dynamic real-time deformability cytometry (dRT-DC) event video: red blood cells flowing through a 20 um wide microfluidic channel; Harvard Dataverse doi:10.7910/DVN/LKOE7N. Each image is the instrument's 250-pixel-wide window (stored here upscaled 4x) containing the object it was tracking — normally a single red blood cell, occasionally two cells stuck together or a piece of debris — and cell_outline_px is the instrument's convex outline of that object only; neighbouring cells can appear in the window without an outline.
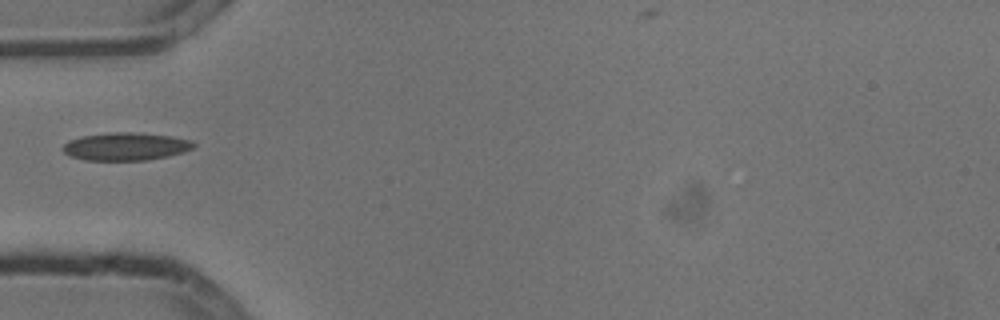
{"species": "common noctule bat (a hibernating species)", "species_latin": "Nyctalus noctula", "temperature_condition": "cold", "stored_images_in_passage": 6, "camera_frame_rate_fps": 3000, "um_per_image_px": 0.085, "animal": {"sex": "male", "body_mass_g": 13.3}, "frame": {"image": 1, "passage_image": 4, "time_ms": 1.0, "image_size_px": [1000, 320], "cell_outline_px": [[196, 144], [192, 148], [184, 152], [168, 156], [148, 160], [84, 160], [72, 156], [64, 152], [60, 148], [68, 140], [80, 136], [112, 132], [140, 132], [172, 136], [192, 140]], "centroid_in_image_um": [10.69, 12.44], "position_along_channel_um": 74.3, "area_um2": 21.44}}
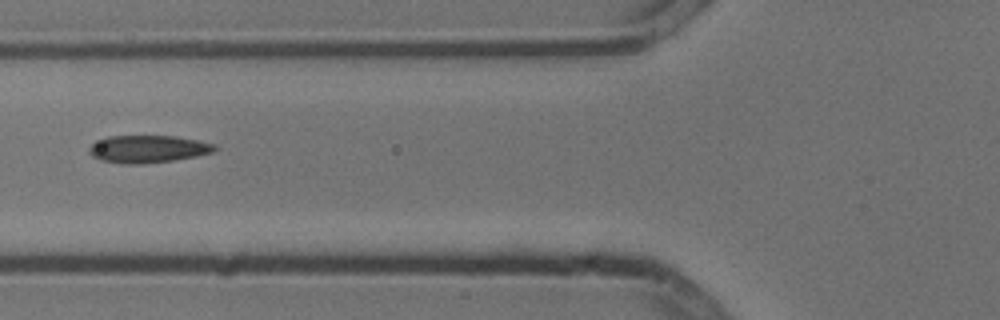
{"frame": {"image": 2, "passage_image": 5, "time_ms": 1.333, "image_size_px": [1000, 320], "cell_outline_px": [[220, 148], [212, 152], [196, 156], [172, 160], [144, 164], [124, 164], [100, 160], [92, 156], [88, 152], [88, 148], [96, 140], [108, 136], [176, 136], [216, 144]], "centroid_in_image_um": [12.56, 12.66], "position_along_channel_um": 113.2, "area_um2": 20.23}}
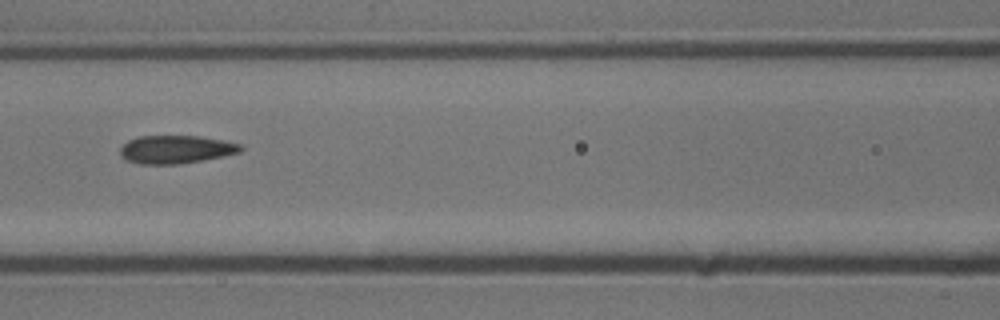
{"frame": {"image": 3, "passage_image": 6, "time_ms": 1.667, "image_size_px": [1000, 320], "cell_outline_px": [[244, 148], [240, 152], [224, 156], [180, 164], [140, 164], [124, 160], [120, 156], [120, 148], [128, 140], [136, 136], [200, 136], [224, 140], [244, 144]], "centroid_in_image_um": [14.96, 12.7], "position_along_channel_um": 151.6, "area_um2": 20.06}}